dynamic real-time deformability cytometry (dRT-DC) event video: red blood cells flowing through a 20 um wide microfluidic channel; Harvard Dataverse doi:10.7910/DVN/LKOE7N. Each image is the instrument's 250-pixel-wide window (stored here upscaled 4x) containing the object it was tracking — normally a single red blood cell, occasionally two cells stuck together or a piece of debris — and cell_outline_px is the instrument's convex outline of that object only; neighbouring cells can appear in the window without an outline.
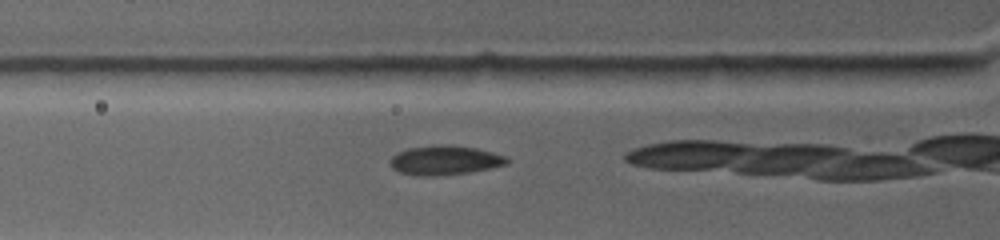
{"species": "common noctule bat (a hibernating species)", "species_latin": "Nyctalus noctula", "temperature_condition": "warm", "stored_images_in_passage": 2, "camera_frame_rate_fps": 4500, "um_per_image_px": 0.085, "animal": {"sex": "female", "body_mass_g": 19.0, "forearm_length_mm": 53.3}, "frame": {"image": 1, "passage_image": 2, "time_ms": 0.667, "image_size_px": [1000, 240], "cell_outline_px": [[512, 160], [508, 164], [492, 168], [468, 172], [436, 176], [416, 176], [400, 172], [392, 168], [388, 164], [388, 160], [392, 156], [408, 148], [440, 144], [448, 144], [476, 148], [508, 156]], "centroid_in_image_um": [37.83, 13.62], "position_along_channel_um": 88.0, "area_um2": 20.29}}